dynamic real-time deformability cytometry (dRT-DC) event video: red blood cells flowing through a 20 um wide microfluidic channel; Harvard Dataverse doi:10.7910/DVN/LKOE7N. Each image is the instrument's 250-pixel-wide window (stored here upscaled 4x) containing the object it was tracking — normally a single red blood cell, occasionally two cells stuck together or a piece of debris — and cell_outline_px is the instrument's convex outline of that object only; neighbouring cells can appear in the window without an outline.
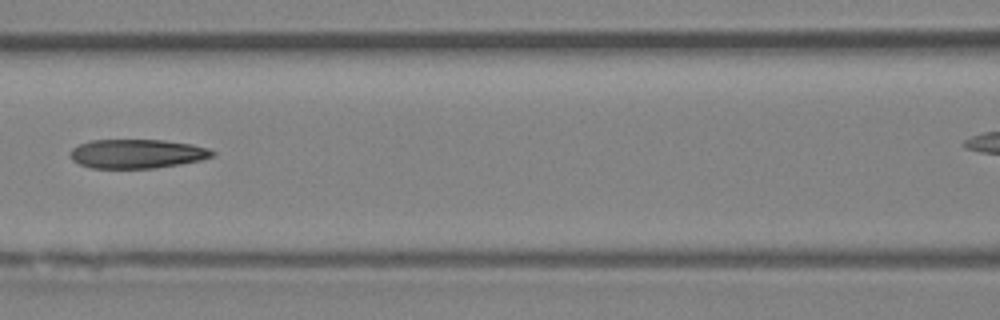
{"species": "Egyptian fruit bat (a non-hibernating species)", "species_latin": "Rousettus aegyptiacus", "temperature_condition": "room temperature", "stored_images_in_passage": 7, "camera_frame_rate_fps": 3000, "um_per_image_px": 0.085, "animal": {"sex": "female"}, "frame": {"image": 1, "passage_image": 6, "time_ms": 5.667, "image_size_px": [1000, 320], "cell_outline_px": [[216, 156], [200, 160], [180, 164], [152, 168], [92, 168], [80, 164], [72, 160], [68, 156], [68, 152], [72, 148], [80, 144], [92, 140], [164, 140], [192, 144], [208, 148], [216, 152]], "centroid_in_image_um": [11.64, 13.07], "position_along_channel_um": 155.0, "area_um2": 24.22}}